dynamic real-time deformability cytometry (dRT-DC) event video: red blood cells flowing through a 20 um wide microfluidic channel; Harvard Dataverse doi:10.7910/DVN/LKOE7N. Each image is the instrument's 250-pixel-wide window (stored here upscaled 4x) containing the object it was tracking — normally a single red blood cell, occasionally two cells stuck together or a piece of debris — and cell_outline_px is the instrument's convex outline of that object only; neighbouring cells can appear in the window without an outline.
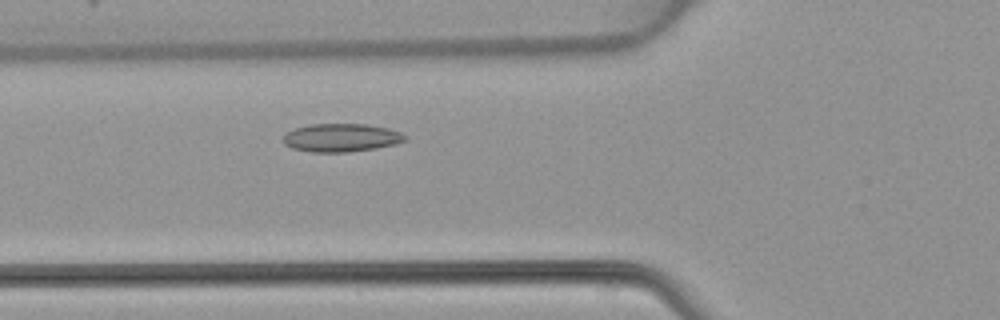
{"species": "common noctule bat (a hibernating species)", "species_latin": "Nyctalus noctula", "temperature_condition": "warm", "stored_images_in_passage": 38, "camera_frame_rate_fps": 3000, "um_per_image_px": 0.085, "animal": {"sex": "female", "body_mass_g": 22.7, "forearm_length_mm": 54.2}, "frame": {"image": 1, "passage_image": 7, "time_ms": 2.0, "image_size_px": [1000, 320], "cell_outline_px": [[408, 140], [396, 144], [376, 148], [348, 152], [312, 152], [292, 148], [284, 144], [280, 140], [284, 132], [296, 128], [312, 124], [368, 124], [388, 128], [400, 132], [408, 136]], "centroid_in_image_um": [28.99, 11.7], "position_along_channel_um": 96.8, "area_um2": 20.35}}
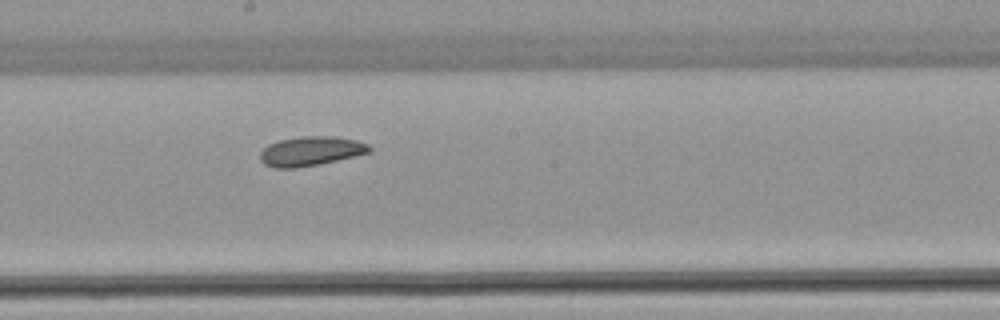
{"frame": {"image": 2, "passage_image": 16, "time_ms": 5.0, "image_size_px": [1000, 320], "cell_outline_px": [[372, 152], [320, 164], [296, 168], [272, 168], [264, 164], [260, 160], [260, 152], [268, 144], [280, 140], [300, 136], [336, 136], [356, 140], [368, 144], [372, 148]], "centroid_in_image_um": [26.42, 12.85], "position_along_channel_um": 221.8, "area_um2": 18.9}}
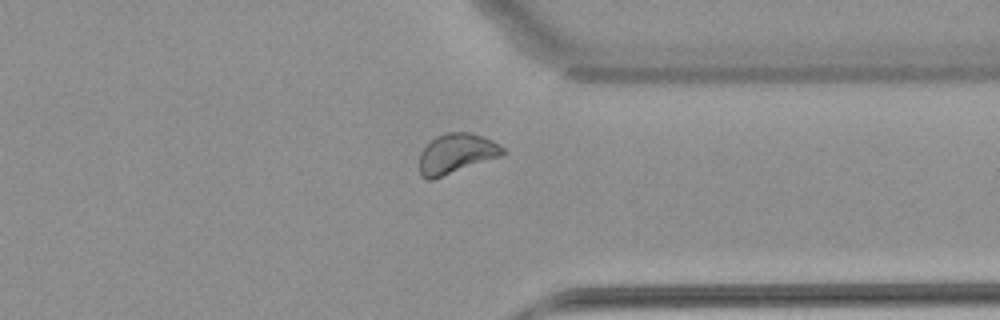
{"frame": {"image": 3, "passage_image": 27, "time_ms": 8.667, "image_size_px": [1000, 320], "cell_outline_px": [[504, 152], [500, 156], [432, 180], [428, 180], [420, 176], [420, 152], [436, 136], [448, 132], [468, 132], [492, 140], [504, 148]], "centroid_in_image_um": [38.75, 13.06], "position_along_channel_um": 372.6, "area_um2": 19.07}}